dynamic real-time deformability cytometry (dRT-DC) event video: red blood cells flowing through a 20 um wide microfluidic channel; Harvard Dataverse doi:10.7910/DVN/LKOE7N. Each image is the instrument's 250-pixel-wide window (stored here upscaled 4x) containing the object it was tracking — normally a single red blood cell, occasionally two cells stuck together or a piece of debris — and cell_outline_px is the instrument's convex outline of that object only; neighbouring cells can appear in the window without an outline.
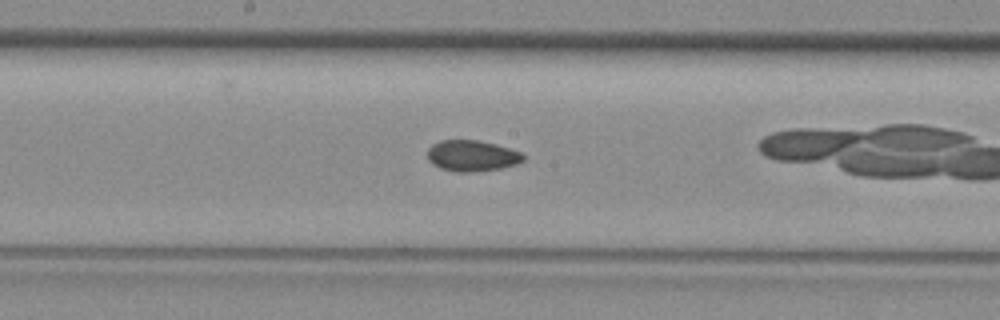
{"species": "common noctule bat (a hibernating species)", "species_latin": "Nyctalus noctula", "temperature_condition": "room temperature", "stored_images_in_passage": 31, "camera_frame_rate_fps": 3000, "um_per_image_px": 0.085, "animal": {"sex": "female", "body_mass_g": 29.2, "forearm_length_mm": 56.3}, "frame": {"image": 1, "passage_image": 10, "time_ms": 3.0, "image_size_px": [1000, 320], "cell_outline_px": [[524, 160], [516, 164], [500, 168], [472, 172], [456, 172], [440, 168], [432, 164], [428, 160], [428, 148], [432, 144], [440, 140], [476, 140], [496, 144], [520, 152], [524, 156]], "centroid_in_image_um": [40.08, 13.24], "position_along_channel_um": 208.1, "area_um2": 17.28}}